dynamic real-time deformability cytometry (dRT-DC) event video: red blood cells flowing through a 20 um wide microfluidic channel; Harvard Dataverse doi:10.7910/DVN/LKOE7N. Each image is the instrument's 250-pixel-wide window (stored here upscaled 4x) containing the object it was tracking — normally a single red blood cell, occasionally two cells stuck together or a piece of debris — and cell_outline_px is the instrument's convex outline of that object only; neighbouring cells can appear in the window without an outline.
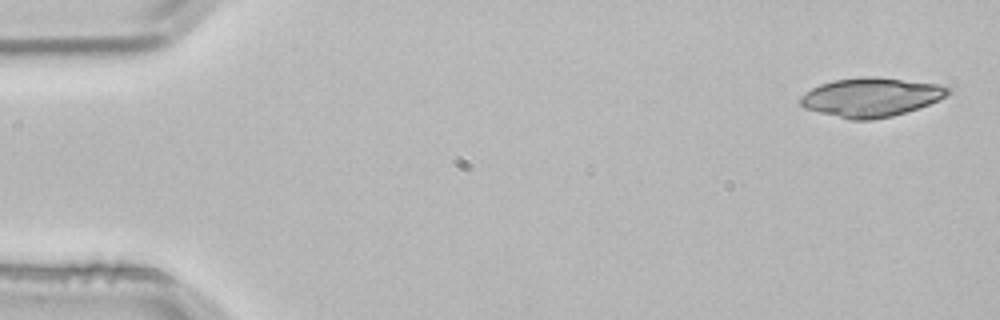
{"species": "common noctule bat (a hibernating species)", "species_latin": "Nyctalus noctula", "temperature_condition": "room temperature", "stored_images_in_passage": 3, "camera_frame_rate_fps": 3000, "um_per_image_px": 0.085, "animal": {"sex": "male", "body_mass_g": 21.5, "forearm_length_mm": 52.0}, "frame": {"image": 1, "passage_image": 1, "time_ms": 0.0, "image_size_px": [1000, 320], "cell_outline_px": [[952, 92], [948, 96], [940, 100], [892, 116], [872, 120], [852, 120], [804, 108], [800, 104], [800, 96], [812, 88], [820, 84], [832, 80], [860, 76], [872, 76], [940, 84], [952, 88]], "centroid_in_image_um": [74.06, 8.25], "position_along_channel_um": 10.9, "area_um2": 33.64}}